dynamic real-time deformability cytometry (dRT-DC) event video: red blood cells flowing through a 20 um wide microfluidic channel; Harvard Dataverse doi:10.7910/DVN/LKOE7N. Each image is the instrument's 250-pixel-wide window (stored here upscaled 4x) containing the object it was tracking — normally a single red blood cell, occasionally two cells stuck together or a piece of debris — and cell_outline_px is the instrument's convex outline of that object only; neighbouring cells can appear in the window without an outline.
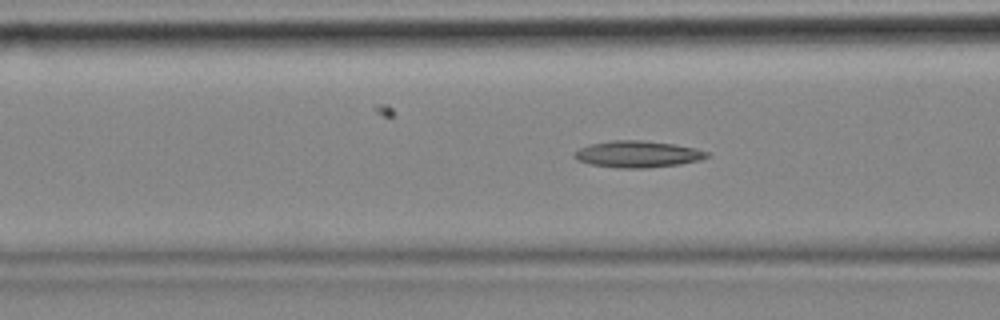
{"species": "common noctule bat (a hibernating species)", "species_latin": "Nyctalus noctula", "temperature_condition": "cold", "stored_images_in_passage": 57, "camera_frame_rate_fps": 3000, "um_per_image_px": 0.085, "animal": {"sex": "female", "body_mass_g": 18.4}, "frame": {"image": 1, "passage_image": 21, "time_ms": 6.667, "image_size_px": [1000, 320], "cell_outline_px": [[708, 156], [700, 160], [680, 164], [648, 168], [616, 168], [588, 164], [576, 160], [572, 156], [572, 152], [580, 148], [592, 144], [612, 140], [644, 140], [672, 144], [696, 148], [708, 152]], "centroid_in_image_um": [54.15, 13.11], "position_along_channel_um": 112.5, "area_um2": 20.69}}
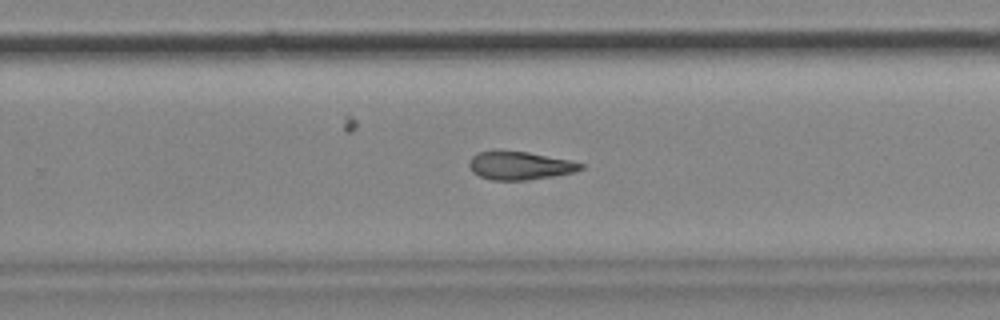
{"frame": {"image": 2, "passage_image": 36, "time_ms": 11.667, "image_size_px": [1000, 320], "cell_outline_px": [[584, 168], [576, 172], [552, 176], [524, 180], [492, 180], [480, 176], [472, 172], [468, 164], [468, 160], [472, 156], [480, 152], [492, 148], [500, 148], [528, 152], [572, 160], [584, 164]], "centroid_in_image_um": [44.15, 14.03], "position_along_channel_um": 285.6, "area_um2": 18.96}}
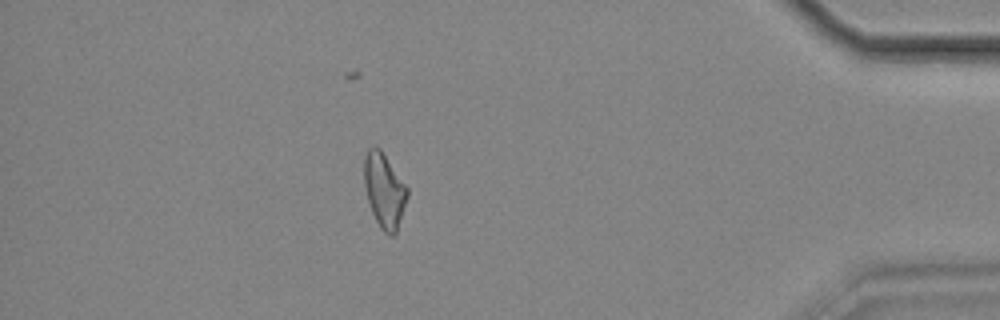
{"frame": {"image": 3, "passage_image": 50, "time_ms": 16.333, "image_size_px": [1000, 320], "cell_outline_px": [[408, 196], [396, 232], [392, 236], [388, 236], [380, 228], [372, 212], [368, 200], [364, 184], [364, 156], [368, 148], [380, 148], [408, 188]], "centroid_in_image_um": [32.66, 16.2], "position_along_channel_um": 402.5, "area_um2": 18.55}}